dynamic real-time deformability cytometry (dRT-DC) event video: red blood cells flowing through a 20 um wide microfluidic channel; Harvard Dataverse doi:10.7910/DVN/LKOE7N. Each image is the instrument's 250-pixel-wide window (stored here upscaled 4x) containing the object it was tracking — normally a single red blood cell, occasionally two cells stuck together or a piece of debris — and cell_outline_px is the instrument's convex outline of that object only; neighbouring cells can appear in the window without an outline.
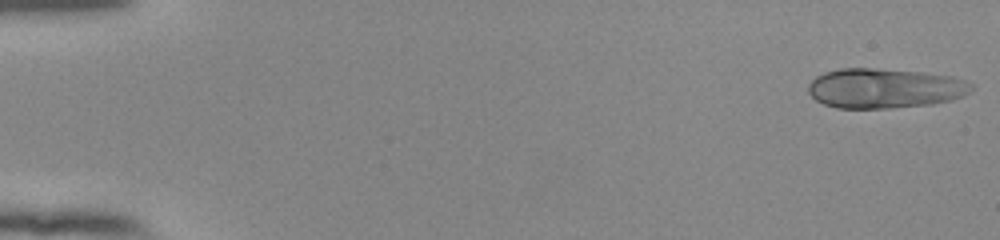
{"species": "human", "species_latin": "Homo sapiens", "temperature_condition": "room temperature", "stored_images_in_passage": 53, "camera_frame_rate_fps": 3000, "um_per_image_px": 0.085, "donor": {"sex": "female"}, "frame": {"image": 1, "passage_image": 1, "time_ms": 0.0, "image_size_px": [1000, 240], "cell_outline_px": [[972, 88], [964, 96], [952, 100], [932, 104], [892, 108], [836, 108], [824, 104], [816, 100], [808, 92], [808, 84], [816, 76], [824, 72], [840, 68], [876, 68], [924, 72], [952, 76], [964, 80], [972, 84]], "centroid_in_image_um": [75.19, 7.5], "position_along_channel_um": 9.8, "area_um2": 38.09}}
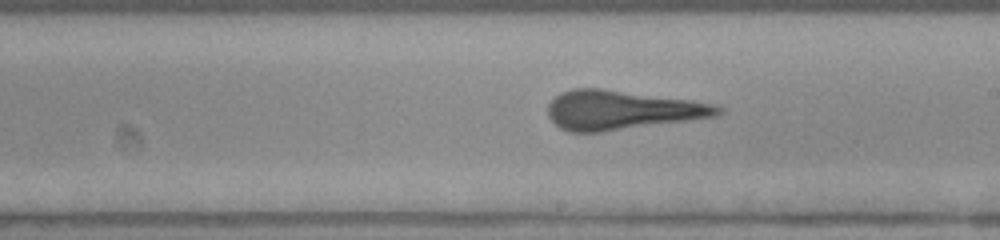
{"frame": {"image": 2, "passage_image": 31, "time_ms": 10.0, "image_size_px": [1000, 240], "cell_outline_px": [[724, 112], [720, 116], [600, 132], [568, 132], [560, 128], [548, 116], [548, 104], [560, 92], [572, 88], [600, 88], [692, 100], [716, 104], [724, 108]], "centroid_in_image_um": [52.88, 9.35], "position_along_channel_um": 236.1, "area_um2": 39.02}}
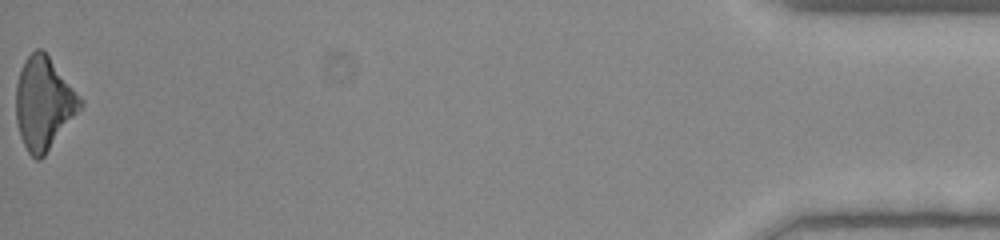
{"frame": {"image": 3, "passage_image": 53, "time_ms": 17.333, "image_size_px": [1000, 240], "cell_outline_px": [[84, 104], [44, 156], [40, 160], [36, 160], [28, 152], [20, 136], [16, 120], [16, 84], [20, 68], [24, 60], [36, 48], [44, 48], [84, 100]], "centroid_in_image_um": [3.72, 8.73], "position_along_channel_um": 431.5, "area_um2": 34.91}, "authors_computed_cell_mechanics": {"area_um2": 37.6278, "velocity_mm_per_s": 3.8997, "shape_relaxation_time_tau1_ms": 8.5801, "shape_relaxation_time_tau2_ms": 1.2387, "deformation_change_tau1": 0.2419, "deformation_change_tau2": 0.0648}}